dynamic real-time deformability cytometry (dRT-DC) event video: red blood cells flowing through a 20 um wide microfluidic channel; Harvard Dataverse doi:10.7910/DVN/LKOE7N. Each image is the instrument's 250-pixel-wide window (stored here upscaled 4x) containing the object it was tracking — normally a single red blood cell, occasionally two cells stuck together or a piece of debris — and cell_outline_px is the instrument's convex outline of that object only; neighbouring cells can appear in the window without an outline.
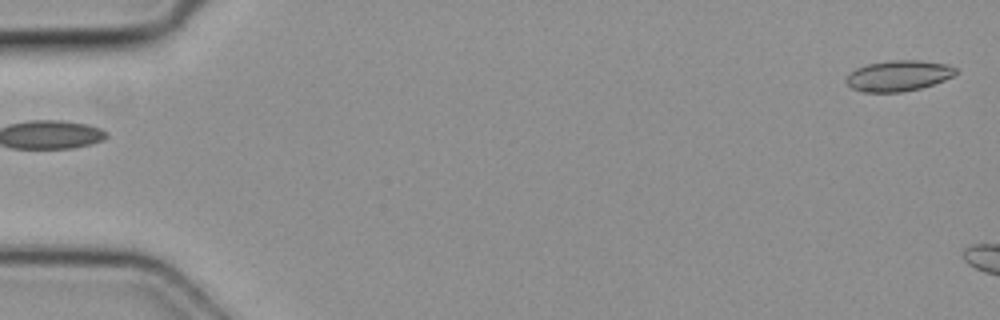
{"species": "common noctule bat (a hibernating species)", "species_latin": "Nyctalus noctula", "temperature_condition": "cold", "stored_images_in_passage": 3, "camera_frame_rate_fps": 3000, "um_per_image_px": 0.085, "animal": {"sex": "female", "body_mass_g": 19.3, "forearm_length_mm": 54.1}, "frame": {"image": 1, "passage_image": 1, "time_ms": 0.0, "image_size_px": [1000, 320], "cell_outline_px": [[960, 72], [944, 80], [920, 88], [900, 92], [864, 92], [852, 88], [844, 80], [856, 68], [868, 64], [892, 60], [920, 60], [948, 64], [956, 68]], "centroid_in_image_um": [76.4, 6.43], "position_along_channel_um": 8.6, "area_um2": 19.54}}